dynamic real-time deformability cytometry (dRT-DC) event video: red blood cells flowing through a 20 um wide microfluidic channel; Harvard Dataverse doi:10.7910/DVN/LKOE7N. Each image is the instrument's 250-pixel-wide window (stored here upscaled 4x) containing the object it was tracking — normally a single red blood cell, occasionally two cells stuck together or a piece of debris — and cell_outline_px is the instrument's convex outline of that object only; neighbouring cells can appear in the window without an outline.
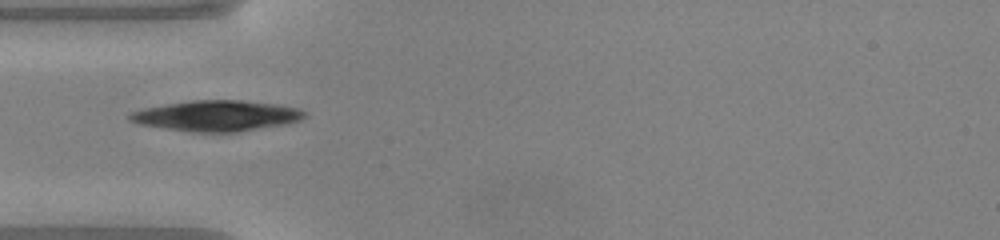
{"species": "common noctule bat (a hibernating species)", "species_latin": "Nyctalus noctula", "temperature_condition": "warm", "stored_images_in_passage": 10, "camera_frame_rate_fps": 3000, "um_per_image_px": 0.085, "animal": {"sex": "male", "body_mass_g": 20.0, "forearm_length_mm": 53.3}, "frame": {"image": 1, "passage_image": 1, "time_ms": 0.0, "image_size_px": [1000, 240], "cell_outline_px": [[308, 116], [300, 120], [288, 124], [236, 132], [192, 132], [164, 128], [140, 124], [128, 120], [128, 112], [144, 108], [192, 100], [240, 100], [276, 104], [300, 108]], "centroid_in_image_um": [18.43, 9.84], "position_along_channel_um": 66.6, "area_um2": 31.33}}
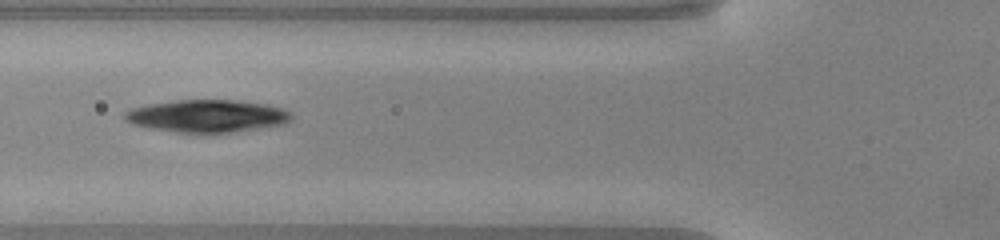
{"frame": {"image": 2, "passage_image": 4, "time_ms": 1.0, "image_size_px": [1000, 240], "cell_outline_px": [[292, 116], [284, 124], [260, 128], [204, 136], [152, 128], [132, 124], [124, 120], [124, 112], [132, 108], [148, 104], [176, 100], [236, 100], [268, 104], [280, 108], [288, 112]], "centroid_in_image_um": [17.57, 9.88], "position_along_channel_um": 108.2, "area_um2": 32.02}}
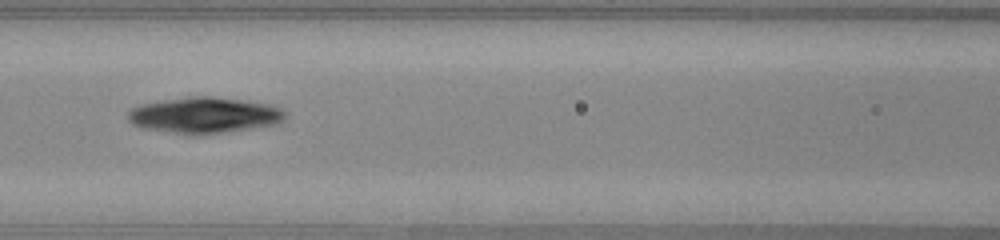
{"frame": {"image": 3, "passage_image": 7, "time_ms": 2.0, "image_size_px": [1000, 240], "cell_outline_px": [[288, 112], [284, 120], [276, 124], [200, 136], [188, 136], [148, 128], [132, 124], [128, 120], [128, 112], [132, 108], [140, 104], [160, 100], [192, 96], [212, 96], [268, 104], [280, 108]], "centroid_in_image_um": [17.36, 9.8], "position_along_channel_um": 149.2, "area_um2": 33.23}}